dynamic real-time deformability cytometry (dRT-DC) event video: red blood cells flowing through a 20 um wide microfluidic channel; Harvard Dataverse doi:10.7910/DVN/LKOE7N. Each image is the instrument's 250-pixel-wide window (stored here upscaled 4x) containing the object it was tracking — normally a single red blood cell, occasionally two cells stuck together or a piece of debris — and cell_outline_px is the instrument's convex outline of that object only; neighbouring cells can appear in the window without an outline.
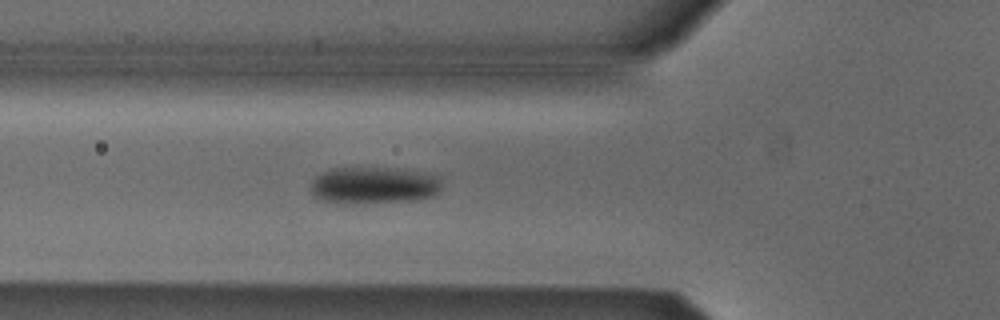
{"species": "Egyptian fruit bat (a non-hibernating species)", "species_latin": "Rousettus aegyptiacus", "temperature_condition": "cold", "stored_images_in_passage": 29, "camera_frame_rate_fps": 3000, "um_per_image_px": 0.085, "animal": {"sex": "male"}, "frame": {"image": 1, "passage_image": 6, "time_ms": 1.667, "image_size_px": [1000, 320], "cell_outline_px": [[440, 192], [432, 196], [412, 200], [344, 204], [324, 200], [316, 196], [312, 192], [312, 180], [316, 176], [332, 168], [388, 168], [420, 172], [440, 176]], "centroid_in_image_um": [31.78, 15.75], "position_along_channel_um": 94.0, "area_um2": 27.86}}
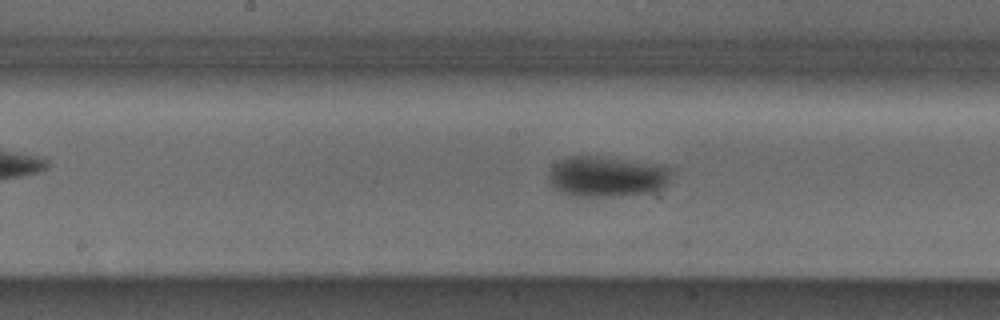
{"frame": {"image": 2, "passage_image": 14, "time_ms": 4.333, "image_size_px": [1000, 320], "cell_outline_px": [[672, 168], [668, 184], [652, 192], [608, 196], [576, 196], [564, 192], [556, 188], [552, 184], [548, 176], [552, 168], [560, 160], [572, 156], [596, 156], [664, 164]], "centroid_in_image_um": [51.66, 14.98], "position_along_channel_um": 196.5, "area_um2": 28.78}}
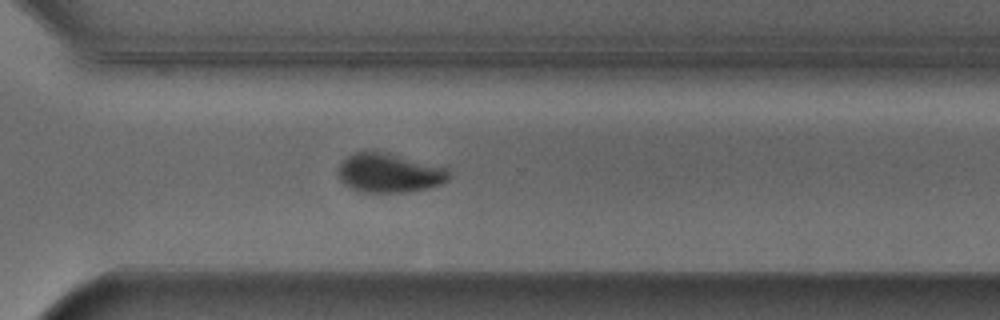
{"frame": {"image": 3, "passage_image": 25, "time_ms": 8.0, "image_size_px": [1000, 320], "cell_outline_px": [[448, 180], [444, 184], [428, 188], [408, 192], [360, 192], [344, 184], [340, 180], [340, 164], [348, 156], [356, 152], [376, 152], [448, 168]], "centroid_in_image_um": [33.1, 14.75], "position_along_channel_um": 337.5, "area_um2": 24.45}}